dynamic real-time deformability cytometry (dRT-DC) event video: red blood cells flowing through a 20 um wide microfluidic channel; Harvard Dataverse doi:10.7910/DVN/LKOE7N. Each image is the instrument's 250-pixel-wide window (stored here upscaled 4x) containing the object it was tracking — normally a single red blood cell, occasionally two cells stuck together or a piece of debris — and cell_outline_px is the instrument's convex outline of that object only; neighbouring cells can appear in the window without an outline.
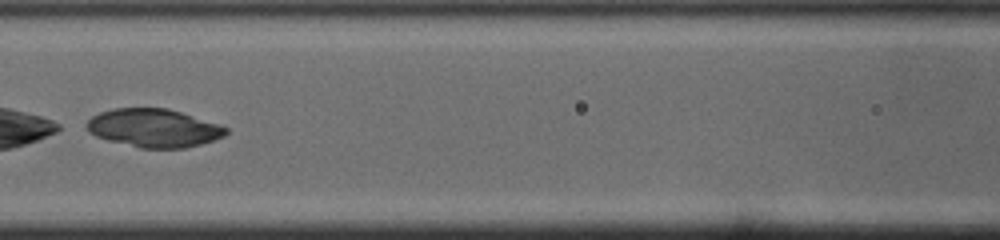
{"species": "common noctule bat (a hibernating species)", "species_latin": "Nyctalus noctula", "temperature_condition": "cold", "stored_images_in_passage": 49, "camera_frame_rate_fps": 3000, "um_per_image_px": 0.085, "animal": {"sex": "male", "body_mass_g": 19.0, "forearm_length_mm": 50.8}, "frame": {"image": 1, "passage_image": 21, "time_ms": 6.667, "image_size_px": [1000, 240], "cell_outline_px": [[228, 132], [224, 136], [200, 144], [184, 148], [140, 148], [108, 140], [96, 136], [88, 132], [84, 124], [92, 116], [100, 112], [112, 108], [168, 108], [220, 124], [228, 128]], "centroid_in_image_um": [13.05, 10.87], "position_along_channel_um": 153.6, "area_um2": 31.15}}